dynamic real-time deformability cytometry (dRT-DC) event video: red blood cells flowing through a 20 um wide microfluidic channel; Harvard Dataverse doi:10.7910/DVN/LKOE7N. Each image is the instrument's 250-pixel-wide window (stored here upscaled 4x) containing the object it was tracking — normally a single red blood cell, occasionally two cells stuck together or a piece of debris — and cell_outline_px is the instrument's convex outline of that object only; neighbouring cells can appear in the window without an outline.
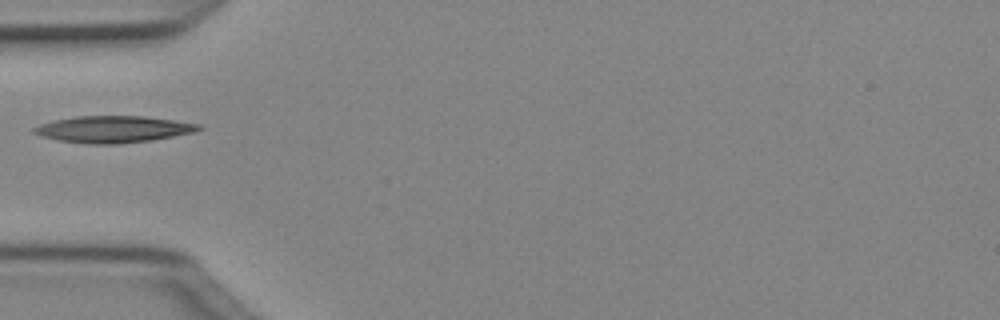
{"species": "Egyptian fruit bat (a non-hibernating species)", "species_latin": "Rousettus aegyptiacus", "temperature_condition": "cold", "stored_images_in_passage": 35, "camera_frame_rate_fps": 3000, "um_per_image_px": 0.085, "animal": {"sex": "female"}, "frame": {"image": 1, "passage_image": 1, "time_ms": 0.0, "image_size_px": [1000, 320], "cell_outline_px": [[204, 128], [196, 132], [152, 140], [120, 144], [84, 144], [56, 140], [40, 136], [32, 132], [32, 128], [40, 124], [52, 120], [76, 116], [144, 116], [200, 124]], "centroid_in_image_um": [9.6, 10.99], "position_along_channel_um": 75.4, "area_um2": 25.95}}
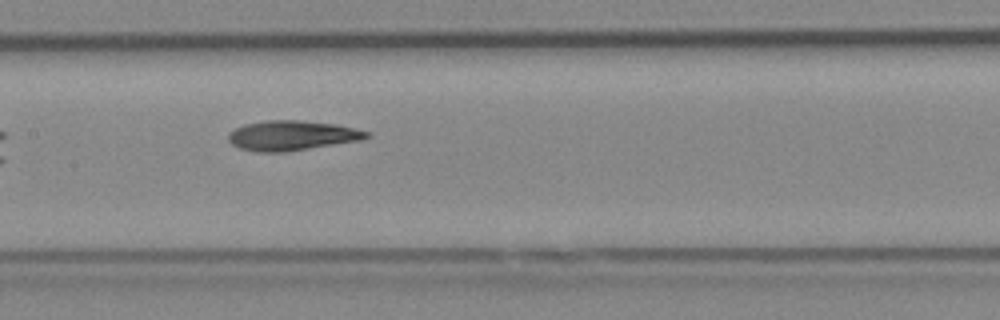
{"frame": {"image": 2, "passage_image": 9, "time_ms": 2.667, "image_size_px": [1000, 320], "cell_outline_px": [[372, 136], [360, 140], [288, 152], [256, 152], [240, 148], [232, 144], [228, 140], [228, 132], [244, 124], [268, 120], [300, 120], [336, 124], [368, 132]], "centroid_in_image_um": [24.78, 11.52], "position_along_channel_um": 182.6, "area_um2": 24.04}}
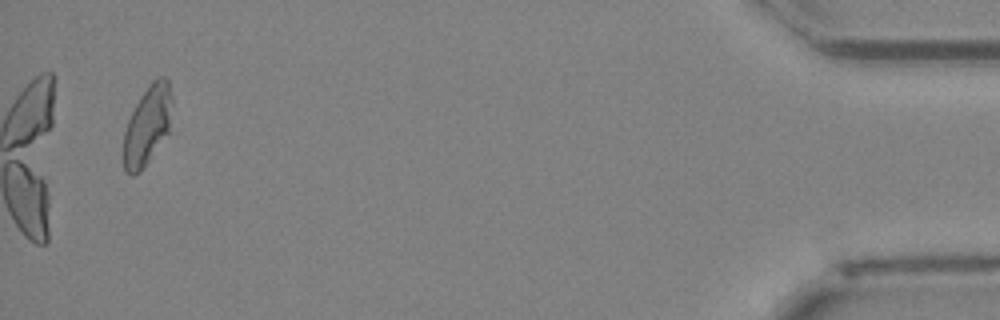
{"frame": {"image": 3, "passage_image": 33, "time_ms": 10.667, "image_size_px": [1000, 320], "cell_outline_px": [[172, 104], [168, 132], [140, 172], [132, 176], [124, 172], [124, 132], [128, 120], [140, 96], [148, 84], [152, 80], [160, 76], [164, 76], [168, 80], [172, 96]], "centroid_in_image_um": [12.52, 10.62], "position_along_channel_um": 422.7, "area_um2": 22.2}}